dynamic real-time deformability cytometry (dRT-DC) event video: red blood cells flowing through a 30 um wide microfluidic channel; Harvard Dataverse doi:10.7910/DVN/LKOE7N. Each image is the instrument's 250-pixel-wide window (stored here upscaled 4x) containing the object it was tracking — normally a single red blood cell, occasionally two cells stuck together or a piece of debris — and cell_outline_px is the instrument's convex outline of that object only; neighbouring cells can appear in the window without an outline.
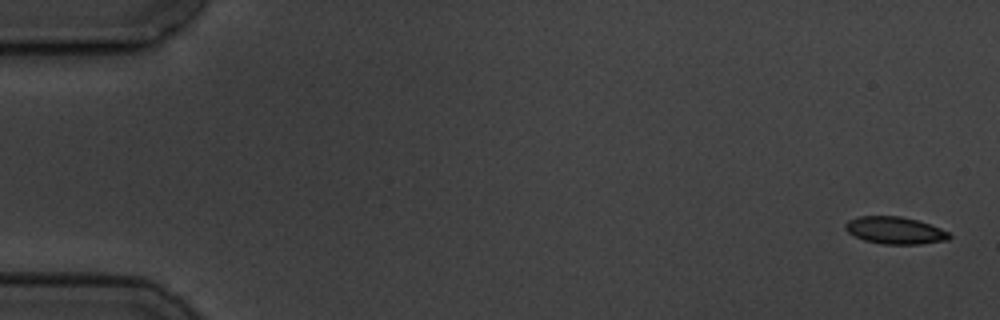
{"species": "common noctule bat (a hibernating species)", "species_latin": "Nyctalus noctula", "temperature_condition": "cold", "stored_images_in_passage": 7, "camera_frame_rate_fps": 3000, "um_per_image_px": 0.085, "animal": {"sex": "male", "body_mass_g": 19.5, "forearm_length_mm": 54.6}, "frame": {"image": 1, "passage_image": 1, "time_ms": 0.0, "image_size_px": [1000, 320], "cell_outline_px": [[952, 236], [948, 240], [920, 244], [880, 244], [864, 240], [848, 232], [844, 228], [844, 224], [848, 220], [860, 216], [900, 216], [916, 220], [940, 228], [948, 232]], "centroid_in_image_um": [76.06, 19.59], "position_along_channel_um": 8.9, "area_um2": 16.42}}
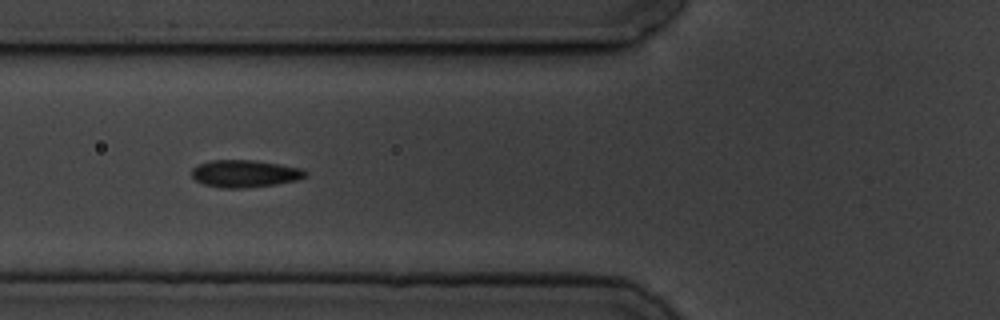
{"frame": {"image": 2, "passage_image": 6, "time_ms": 6.667, "image_size_px": [1000, 320], "cell_outline_px": [[308, 172], [304, 176], [296, 180], [276, 184], [244, 188], [220, 188], [204, 184], [196, 180], [192, 176], [192, 168], [196, 164], [212, 160], [252, 160], [280, 164], [300, 168]], "centroid_in_image_um": [20.77, 14.75], "position_along_channel_um": 105.0, "area_um2": 18.03}}
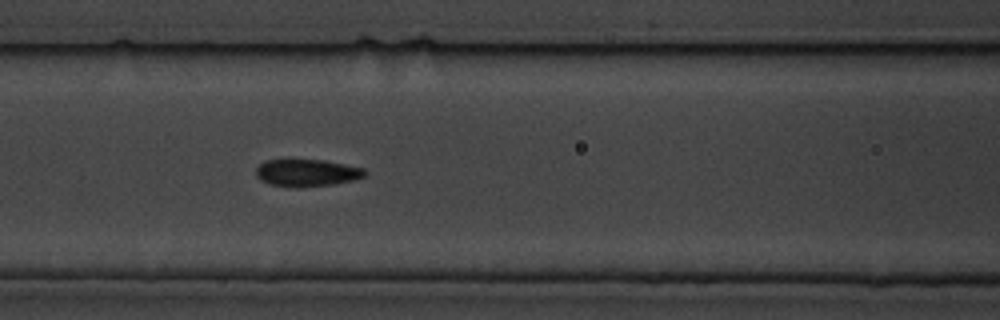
{"frame": {"image": 3, "passage_image": 7, "time_ms": 7.667, "image_size_px": [1000, 320], "cell_outline_px": [[368, 176], [336, 184], [300, 188], [296, 188], [272, 184], [260, 180], [256, 176], [256, 168], [264, 160], [324, 160], [364, 168], [368, 172]], "centroid_in_image_um": [26.12, 14.7], "position_along_channel_um": 140.5, "area_um2": 17.46}}